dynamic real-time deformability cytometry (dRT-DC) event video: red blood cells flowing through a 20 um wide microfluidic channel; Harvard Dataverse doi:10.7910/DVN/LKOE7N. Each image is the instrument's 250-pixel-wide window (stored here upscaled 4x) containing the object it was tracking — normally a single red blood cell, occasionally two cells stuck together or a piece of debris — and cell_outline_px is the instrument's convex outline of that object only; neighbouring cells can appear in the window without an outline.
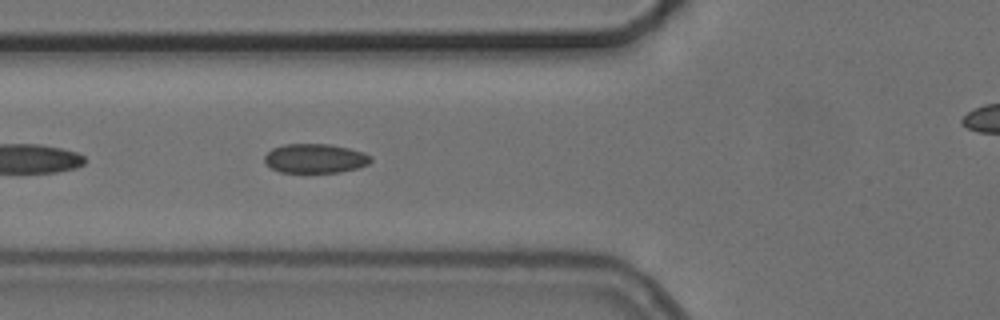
{"species": "common noctule bat (a hibernating species)", "species_latin": "Nyctalus noctula", "temperature_condition": "cold", "stored_images_in_passage": 6, "segment_of_instrument_passage": [1, 2], "camera_frame_rate_fps": 3000, "um_per_image_px": 0.085, "animal": {"sex": "female", "body_mass_g": 24.6, "forearm_length_mm": 56.2}, "frame": {"image": 1, "passage_image": 5, "time_ms": 4.667, "image_size_px": [1000, 320], "cell_outline_px": [[372, 160], [368, 164], [356, 168], [340, 172], [280, 172], [272, 168], [264, 160], [264, 156], [272, 148], [284, 144], [332, 144], [364, 152], [372, 156]], "centroid_in_image_um": [26.8, 13.45], "position_along_channel_um": 99.0, "area_um2": 18.09}}